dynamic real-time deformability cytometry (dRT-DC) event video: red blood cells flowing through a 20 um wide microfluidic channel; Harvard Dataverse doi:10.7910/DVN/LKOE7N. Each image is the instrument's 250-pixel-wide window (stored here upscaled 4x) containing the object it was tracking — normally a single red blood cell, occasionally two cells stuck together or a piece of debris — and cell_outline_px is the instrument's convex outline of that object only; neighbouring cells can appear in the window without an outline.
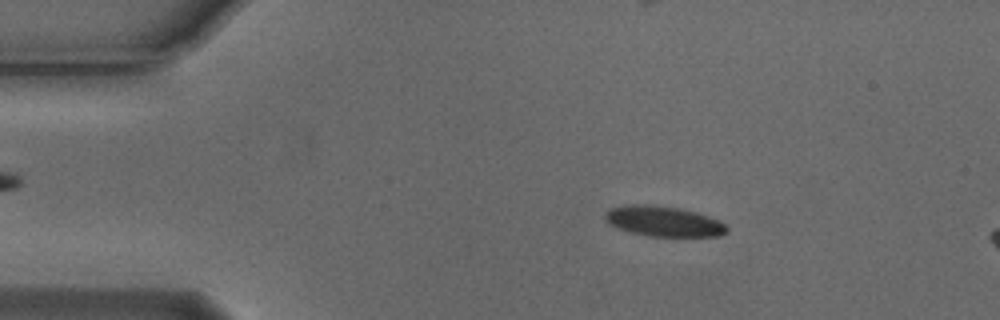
{"species": "Egyptian fruit bat (a non-hibernating species)", "species_latin": "Rousettus aegyptiacus", "temperature_condition": "cold", "stored_images_in_passage": 10, "camera_frame_rate_fps": 3000, "um_per_image_px": 0.085, "animal": {"sex": "male"}, "frame": {"image": 1, "passage_image": 4, "time_ms": 1.0, "image_size_px": [1000, 320], "cell_outline_px": [[728, 232], [720, 236], [648, 236], [632, 232], [608, 224], [604, 220], [604, 212], [608, 208], [628, 204], [652, 204], [680, 208], [696, 212], [708, 216], [724, 224], [728, 228]], "centroid_in_image_um": [56.35, 18.79], "position_along_channel_um": 28.6, "area_um2": 21.62}}